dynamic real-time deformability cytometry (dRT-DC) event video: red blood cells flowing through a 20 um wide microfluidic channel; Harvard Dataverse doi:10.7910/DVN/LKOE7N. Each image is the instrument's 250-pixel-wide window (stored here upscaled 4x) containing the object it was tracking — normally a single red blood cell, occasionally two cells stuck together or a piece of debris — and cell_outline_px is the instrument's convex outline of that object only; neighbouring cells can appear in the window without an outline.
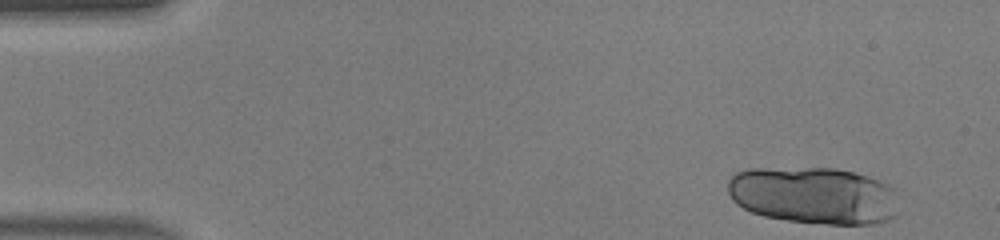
{"species": "human", "species_latin": "Homo sapiens", "temperature_condition": "warm", "stored_images_in_passage": 21, "camera_frame_rate_fps": 3000, "um_per_image_px": 0.085, "donor": {"sex": "male"}, "frame": {"image": 1, "passage_image": 1, "time_ms": 0.0, "image_size_px": [1000, 240], "cell_outline_px": [[896, 216], [888, 220], [876, 224], [828, 224], [788, 220], [764, 216], [752, 212], [736, 204], [732, 200], [728, 192], [728, 180], [736, 172], [752, 168], [836, 168], [852, 172], [880, 180], [888, 184], [896, 192]], "centroid_in_image_um": [69.17, 16.61], "position_along_channel_um": 15.8, "area_um2": 57.16}}
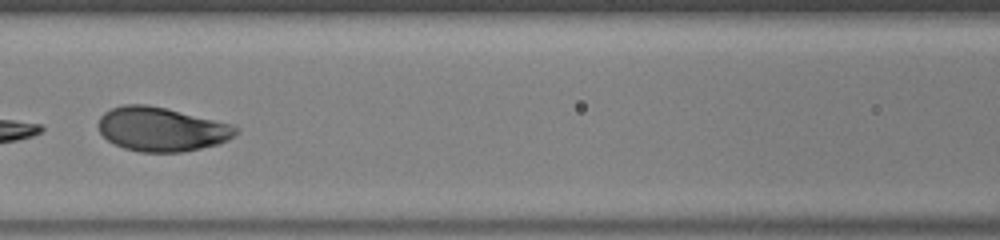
{"frame": {"image": 2, "passage_image": 19, "time_ms": 6.0, "image_size_px": [1000, 240], "cell_outline_px": [[240, 128], [228, 140], [216, 144], [184, 152], [140, 152], [124, 148], [108, 140], [100, 132], [96, 124], [100, 116], [104, 112], [112, 108], [124, 104], [148, 104], [168, 108], [236, 124]], "centroid_in_image_um": [13.74, 10.96], "position_along_channel_um": 152.9, "area_um2": 35.72}}